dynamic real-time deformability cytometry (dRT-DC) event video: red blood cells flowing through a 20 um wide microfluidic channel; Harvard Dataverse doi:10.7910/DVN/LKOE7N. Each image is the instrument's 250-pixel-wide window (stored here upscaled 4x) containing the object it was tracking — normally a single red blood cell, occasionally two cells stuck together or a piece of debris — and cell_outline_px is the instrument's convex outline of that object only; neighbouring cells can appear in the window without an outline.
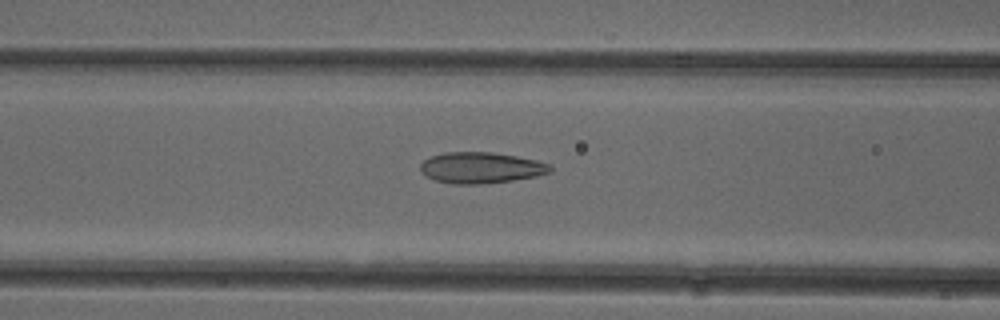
{"species": "common noctule bat (a hibernating species)", "species_latin": "Nyctalus noctula", "temperature_condition": "cold", "stored_images_in_passage": 51, "camera_frame_rate_fps": 3000, "um_per_image_px": 0.085, "animal": {"sex": "female"}, "frame": {"image": 1, "passage_image": 21, "time_ms": 6.667, "image_size_px": [1000, 320], "cell_outline_px": [[552, 172], [536, 176], [512, 180], [480, 184], [452, 184], [436, 180], [420, 172], [420, 164], [424, 160], [432, 156], [444, 152], [492, 152], [516, 156], [536, 160], [548, 164], [552, 168]], "centroid_in_image_um": [40.87, 14.25], "position_along_channel_um": 125.7, "area_um2": 23.41}}
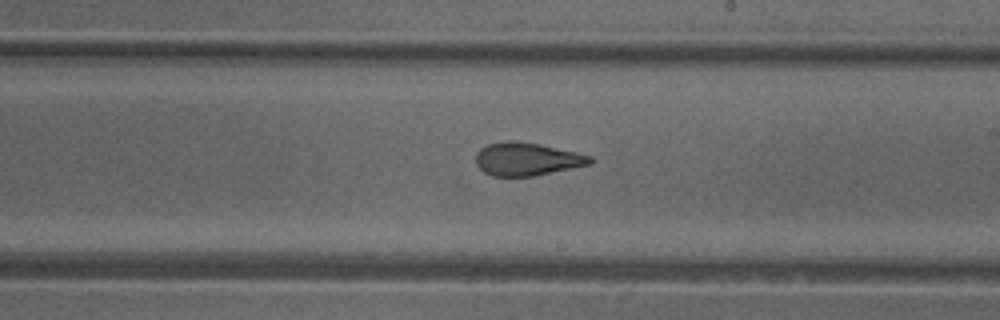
{"frame": {"image": 2, "passage_image": 30, "time_ms": 9.667, "image_size_px": [1000, 320], "cell_outline_px": [[596, 160], [592, 164], [532, 176], [492, 176], [484, 172], [476, 164], [476, 152], [480, 148], [488, 144], [504, 140], [516, 140], [540, 144], [576, 152], [592, 156]], "centroid_in_image_um": [44.8, 13.51], "position_along_channel_um": 244.2, "area_um2": 22.2}}
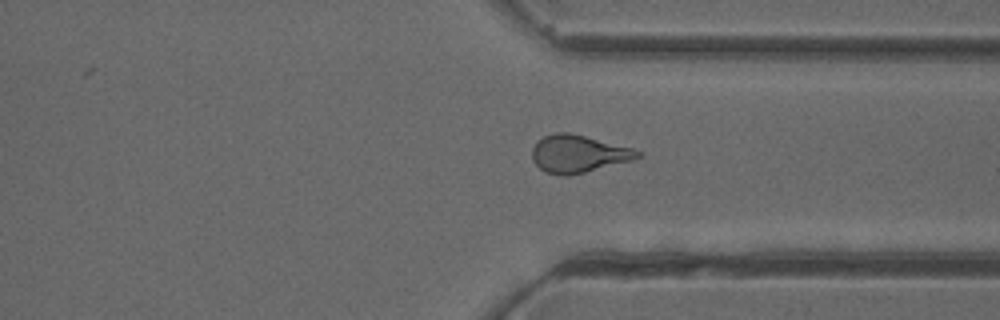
{"frame": {"image": 3, "passage_image": 39, "time_ms": 12.667, "image_size_px": [1000, 320], "cell_outline_px": [[644, 156], [632, 160], [584, 172], [564, 176], [544, 172], [532, 160], [532, 148], [544, 136], [552, 132], [568, 132], [632, 148], [640, 152]], "centroid_in_image_um": [49.14, 13.07], "position_along_channel_um": 362.3, "area_um2": 22.77}, "authors_computed_cell_mechanics": {"area_um2": 23.409, "velocity_mm_per_s": 3.9461, "shape_relaxation_time_tau1_ms": 8.4538, "shape_relaxation_time_tau2_ms": 1.817, "deformation_change_tau1": 0.2186, "deformation_change_tau2": 0.1039}}